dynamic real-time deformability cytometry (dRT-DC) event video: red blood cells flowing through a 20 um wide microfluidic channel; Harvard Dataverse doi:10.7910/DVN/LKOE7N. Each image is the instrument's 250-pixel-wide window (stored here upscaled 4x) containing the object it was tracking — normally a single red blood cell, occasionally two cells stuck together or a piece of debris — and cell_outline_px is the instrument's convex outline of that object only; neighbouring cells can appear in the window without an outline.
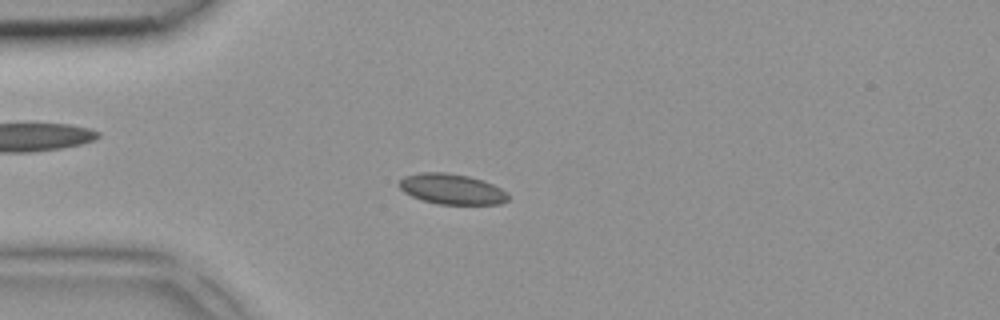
{"species": "common noctule bat (a hibernating species)", "species_latin": "Nyctalus noctula", "temperature_condition": "room temperature", "stored_images_in_passage": 4, "camera_frame_rate_fps": 3000, "um_per_image_px": 0.085, "animal": {"sex": "female", "body_mass_g": 18.4}, "frame": {"image": 1, "passage_image": 3, "time_ms": 0.667, "image_size_px": [1000, 320], "cell_outline_px": [[508, 200], [500, 204], [440, 204], [424, 200], [412, 196], [404, 192], [396, 184], [404, 176], [420, 172], [448, 172], [468, 176], [484, 180], [508, 192]], "centroid_in_image_um": [38.4, 16.06], "position_along_channel_um": 46.6, "area_um2": 19.42}}